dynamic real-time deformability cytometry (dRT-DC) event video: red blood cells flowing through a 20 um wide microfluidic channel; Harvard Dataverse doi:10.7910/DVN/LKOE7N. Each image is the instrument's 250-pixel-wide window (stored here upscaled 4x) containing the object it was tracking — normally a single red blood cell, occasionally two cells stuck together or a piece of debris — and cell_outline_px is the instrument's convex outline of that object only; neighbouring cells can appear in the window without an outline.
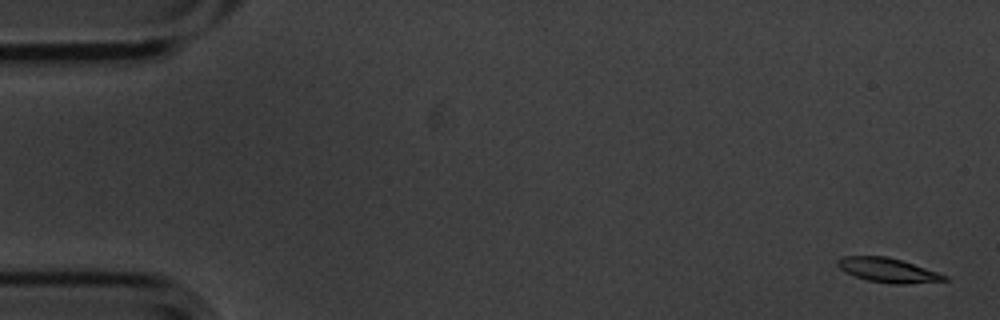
{"species": "common noctule bat (a hibernating species)", "species_latin": "Nyctalus noctula", "temperature_condition": "cold", "stored_images_in_passage": 6, "segment_of_instrument_passage": [1, 2], "camera_frame_rate_fps": 3000, "um_per_image_px": 0.085, "animal": {"sex": "male", "body_mass_g": 20.1, "forearm_length_mm": 53.5}, "frame": {"image": 1, "passage_image": 1, "time_ms": 0.0, "image_size_px": [1000, 320], "cell_outline_px": [[952, 280], [904, 284], [892, 284], [868, 280], [856, 276], [840, 268], [836, 264], [836, 260], [844, 256], [888, 256], [948, 276]], "centroid_in_image_um": [75.49, 22.97], "position_along_channel_um": 9.5, "area_um2": 14.91}}